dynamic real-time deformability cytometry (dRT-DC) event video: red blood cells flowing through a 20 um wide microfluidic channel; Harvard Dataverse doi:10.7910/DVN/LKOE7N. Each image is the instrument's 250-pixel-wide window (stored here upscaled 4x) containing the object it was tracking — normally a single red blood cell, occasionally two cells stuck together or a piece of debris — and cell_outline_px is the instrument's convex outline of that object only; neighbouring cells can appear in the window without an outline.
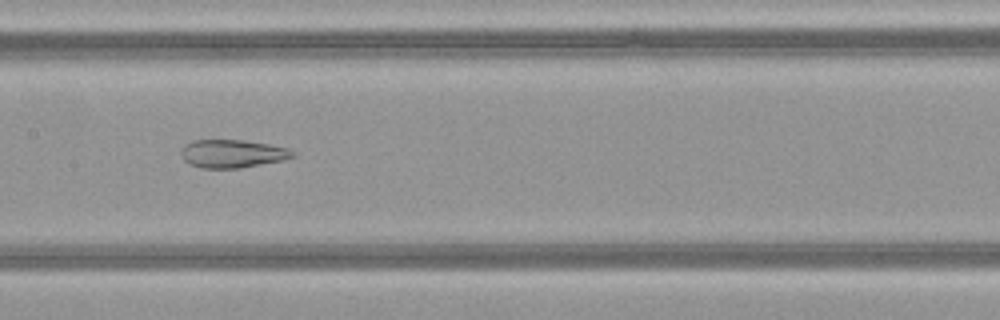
{"species": "common noctule bat (a hibernating species)", "species_latin": "Nyctalus noctula", "temperature_condition": "warm", "stored_images_in_passage": 38, "camera_frame_rate_fps": 3000, "um_per_image_px": 0.085, "animal": {"sex": "female", "body_mass_g": 21.9}, "frame": {"image": 1, "passage_image": 16, "time_ms": 5.0, "image_size_px": [1000, 320], "cell_outline_px": [[296, 156], [284, 160], [240, 168], [200, 168], [188, 164], [184, 160], [180, 152], [180, 148], [184, 144], [192, 140], [244, 140], [268, 144], [288, 148], [296, 152]], "centroid_in_image_um": [19.74, 13.06], "position_along_channel_um": 187.7, "area_um2": 18.55}}
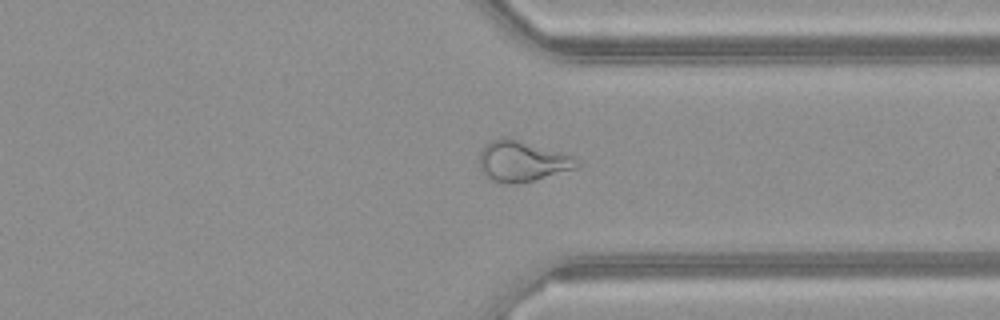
{"frame": {"image": 2, "passage_image": 29, "time_ms": 9.333, "image_size_px": [1000, 320], "cell_outline_px": [[580, 164], [576, 168], [520, 184], [508, 184], [492, 180], [484, 176], [480, 172], [480, 152], [484, 144], [500, 136], [508, 136], [564, 152], [576, 156]], "centroid_in_image_um": [44.38, 13.68], "position_along_channel_um": 367.0, "area_um2": 23.76}}
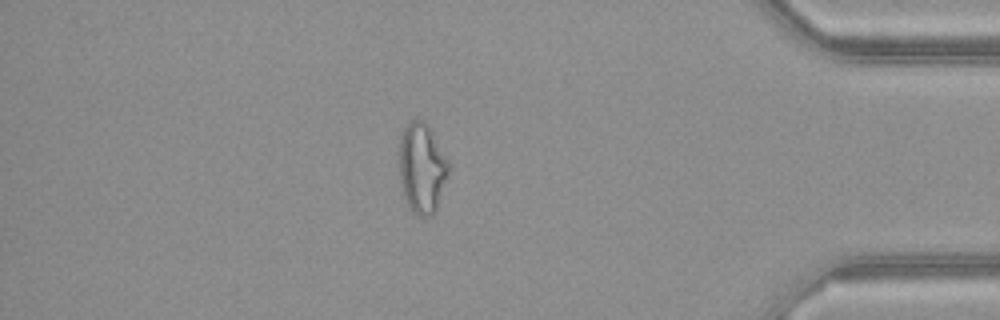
{"frame": {"image": 3, "passage_image": 34, "time_ms": 11.0, "image_size_px": [1000, 320], "cell_outline_px": [[452, 168], [436, 208], [432, 216], [420, 216], [412, 212], [408, 208], [404, 196], [400, 180], [396, 160], [396, 152], [400, 136], [404, 128], [412, 120], [424, 120], [428, 124], [452, 164]], "centroid_in_image_um": [35.85, 14.26], "position_along_channel_um": 399.3, "area_um2": 27.17}, "authors_computed_cell_mechanics": {"area_um2": 22.9466, "velocity_mm_per_s": 4.1515, "shape_relaxation_time_tau1_ms": null, "shape_relaxation_time_tau2_ms": 1.8534, "deformation_change_tau1": null, "deformation_change_tau2": 0.1101}}